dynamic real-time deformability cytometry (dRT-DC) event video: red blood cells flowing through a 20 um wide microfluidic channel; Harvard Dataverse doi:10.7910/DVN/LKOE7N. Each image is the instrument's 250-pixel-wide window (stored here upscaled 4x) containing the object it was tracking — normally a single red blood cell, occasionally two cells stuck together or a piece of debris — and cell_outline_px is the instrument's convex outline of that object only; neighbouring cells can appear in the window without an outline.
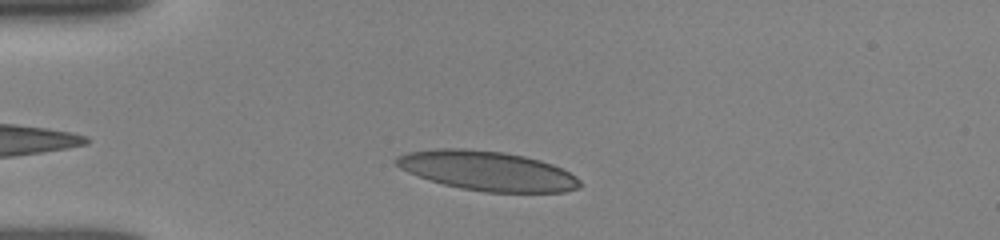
{"species": "human", "species_latin": "Homo sapiens", "temperature_condition": "room temperature", "stored_images_in_passage": 37, "camera_frame_rate_fps": 3000, "um_per_image_px": 0.085, "donor": {"sex": "female"}, "frame": {"image": 1, "passage_image": 7, "time_ms": 2.0, "image_size_px": [1000, 240], "cell_outline_px": [[580, 188], [564, 192], [484, 192], [460, 188], [444, 184], [408, 172], [400, 168], [392, 160], [396, 156], [408, 152], [436, 148], [464, 148], [504, 152], [524, 156], [540, 160], [552, 164], [576, 176], [580, 180]], "centroid_in_image_um": [41.41, 14.51], "position_along_channel_um": 43.6, "area_um2": 42.25}}
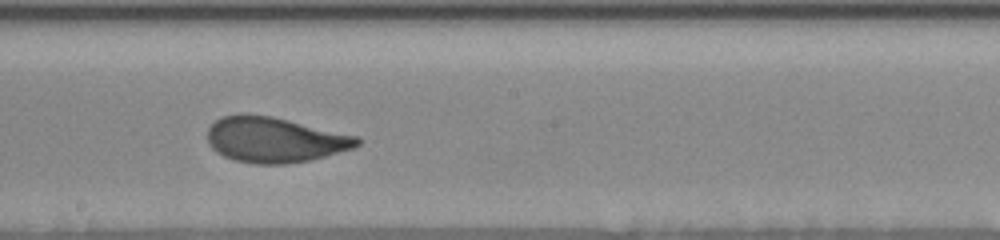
{"frame": {"image": 2, "passage_image": 23, "time_ms": 7.333, "image_size_px": [1000, 240], "cell_outline_px": [[360, 144], [352, 148], [324, 156], [308, 160], [288, 164], [256, 164], [236, 160], [224, 156], [216, 152], [212, 148], [208, 140], [208, 128], [216, 120], [224, 116], [240, 112], [244, 112], [272, 116], [360, 136]], "centroid_in_image_um": [23.34, 11.86], "position_along_channel_um": 224.9, "area_um2": 39.71}}
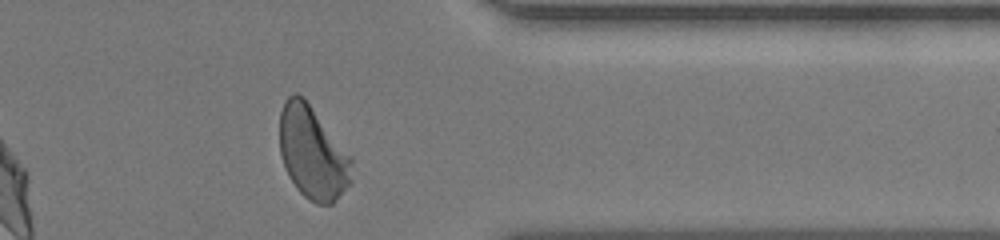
{"frame": {"image": 3, "passage_image": 36, "time_ms": 11.667, "image_size_px": [1000, 240], "cell_outline_px": [[352, 184], [332, 204], [316, 204], [308, 200], [296, 188], [288, 176], [284, 168], [280, 152], [280, 112], [284, 100], [292, 92], [296, 92], [304, 96], [352, 156]], "centroid_in_image_um": [26.59, 12.98], "position_along_channel_um": 384.8, "area_um2": 39.82}, "authors_computed_cell_mechanics": {"area_um2": 39.882, "velocity_mm_per_s": 3.8855, "shape_relaxation_time_tau1_ms": 2.8951, "shape_relaxation_time_tau2_ms": null, "deformation_change_tau1": 0.1562, "deformation_change_tau2": null}}